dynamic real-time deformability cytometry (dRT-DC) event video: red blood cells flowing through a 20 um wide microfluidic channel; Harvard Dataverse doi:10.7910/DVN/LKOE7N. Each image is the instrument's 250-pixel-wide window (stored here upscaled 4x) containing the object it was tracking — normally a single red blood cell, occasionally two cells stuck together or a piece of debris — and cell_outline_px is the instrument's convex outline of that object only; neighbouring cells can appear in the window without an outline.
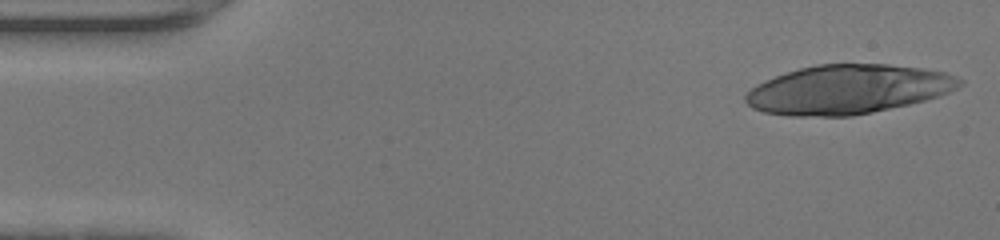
{"species": "human", "species_latin": "Homo sapiens", "temperature_condition": "warm", "stored_images_in_passage": 12, "camera_frame_rate_fps": 3000, "um_per_image_px": 0.085, "donor": {"sex": "female"}, "frame": {"image": 1, "passage_image": 1, "time_ms": 0.0, "image_size_px": [1000, 240], "cell_outline_px": [[964, 84], [948, 92], [924, 100], [908, 104], [872, 112], [852, 116], [788, 116], [764, 112], [752, 108], [744, 100], [744, 96], [756, 84], [776, 76], [800, 68], [816, 64], [888, 64], [924, 68], [944, 72], [956, 76], [964, 80]], "centroid_in_image_um": [72.07, 7.6], "position_along_channel_um": 12.9, "area_um2": 61.15}}